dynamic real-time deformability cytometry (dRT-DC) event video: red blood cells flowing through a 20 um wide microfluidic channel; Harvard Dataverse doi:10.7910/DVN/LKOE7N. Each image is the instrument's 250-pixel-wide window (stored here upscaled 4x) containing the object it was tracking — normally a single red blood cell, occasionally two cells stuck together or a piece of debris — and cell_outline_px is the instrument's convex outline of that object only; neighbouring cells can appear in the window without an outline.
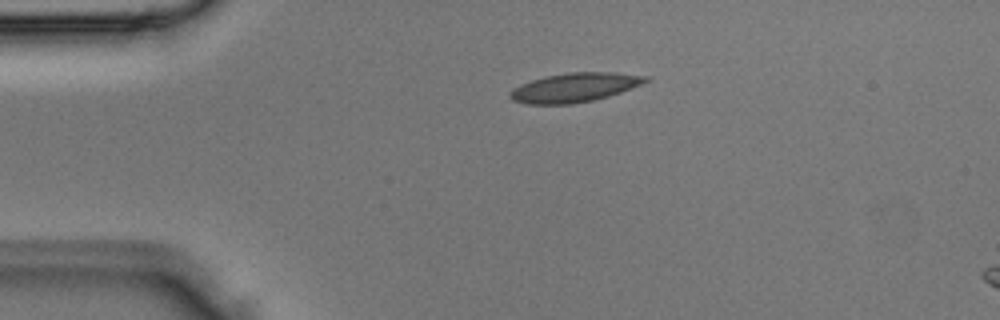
{"species": "Egyptian fruit bat (a non-hibernating species)", "species_latin": "Rousettus aegyptiacus", "temperature_condition": "room temperature", "stored_images_in_passage": 2, "segment_of_instrument_passage": [1, 2], "camera_frame_rate_fps": 3000, "um_per_image_px": 0.085, "animal": {"sex": "male"}, "frame": {"image": 1, "passage_image": 1, "time_ms": 0.0, "image_size_px": [1000, 320], "cell_outline_px": [[648, 80], [640, 84], [620, 92], [608, 96], [592, 100], [568, 104], [528, 104], [512, 100], [508, 96], [508, 92], [512, 88], [520, 84], [544, 76], [568, 72], [612, 72], [648, 76]], "centroid_in_image_um": [48.76, 7.43], "position_along_channel_um": 36.2, "area_um2": 22.89}}